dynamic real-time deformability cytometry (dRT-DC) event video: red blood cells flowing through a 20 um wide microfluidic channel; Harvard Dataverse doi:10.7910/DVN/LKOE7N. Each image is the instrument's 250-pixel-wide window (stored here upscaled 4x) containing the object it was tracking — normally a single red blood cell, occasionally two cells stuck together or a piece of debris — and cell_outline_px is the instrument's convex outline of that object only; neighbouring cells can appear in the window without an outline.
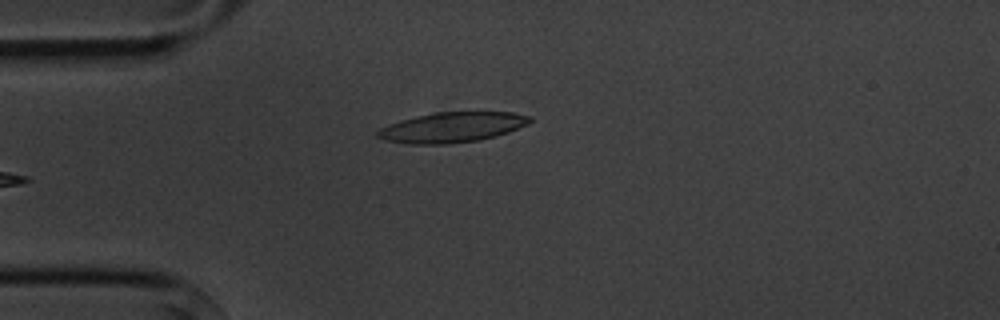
{"species": "common noctule bat (a hibernating species)", "species_latin": "Nyctalus noctula", "temperature_condition": "cold", "stored_images_in_passage": 6, "camera_frame_rate_fps": 3000, "um_per_image_px": 0.085, "animal": {"sex": "male", "body_mass_g": 20.1, "forearm_length_mm": 53.5}, "frame": {"image": 1, "passage_image": 6, "time_ms": 5.667, "image_size_px": [1000, 320], "cell_outline_px": [[532, 120], [528, 124], [508, 132], [496, 136], [480, 140], [448, 144], [408, 144], [384, 140], [376, 136], [376, 132], [380, 128], [388, 124], [400, 120], [416, 116], [436, 112], [512, 112], [532, 116]], "centroid_in_image_um": [38.42, 10.82], "position_along_channel_um": 46.6, "area_um2": 26.93}}